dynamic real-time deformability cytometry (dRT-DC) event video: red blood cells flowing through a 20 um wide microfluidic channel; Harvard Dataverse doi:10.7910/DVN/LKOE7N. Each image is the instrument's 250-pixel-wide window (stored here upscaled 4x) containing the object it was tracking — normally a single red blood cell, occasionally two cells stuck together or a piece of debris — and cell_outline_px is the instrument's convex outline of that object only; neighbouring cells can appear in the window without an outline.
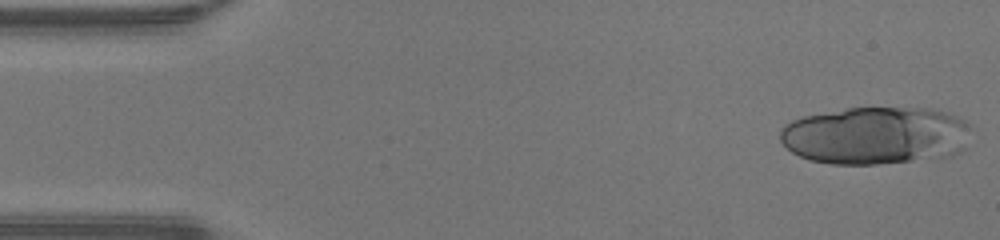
{"species": "human", "species_latin": "Homo sapiens", "temperature_condition": "warm", "stored_images_in_passage": 15, "camera_frame_rate_fps": 3000, "um_per_image_px": 0.085, "donor": {"sex": "male"}, "frame": {"image": 1, "passage_image": 1, "time_ms": 0.0, "image_size_px": [1000, 240], "cell_outline_px": [[968, 124], [964, 148], [952, 156], [876, 164], [832, 164], [808, 160], [792, 152], [780, 140], [780, 128], [784, 124], [792, 120], [804, 116], [848, 108], [924, 108], [944, 112], [956, 116], [964, 120]], "centroid_in_image_um": [74.37, 11.52], "position_along_channel_um": 10.6, "area_um2": 63.93}}